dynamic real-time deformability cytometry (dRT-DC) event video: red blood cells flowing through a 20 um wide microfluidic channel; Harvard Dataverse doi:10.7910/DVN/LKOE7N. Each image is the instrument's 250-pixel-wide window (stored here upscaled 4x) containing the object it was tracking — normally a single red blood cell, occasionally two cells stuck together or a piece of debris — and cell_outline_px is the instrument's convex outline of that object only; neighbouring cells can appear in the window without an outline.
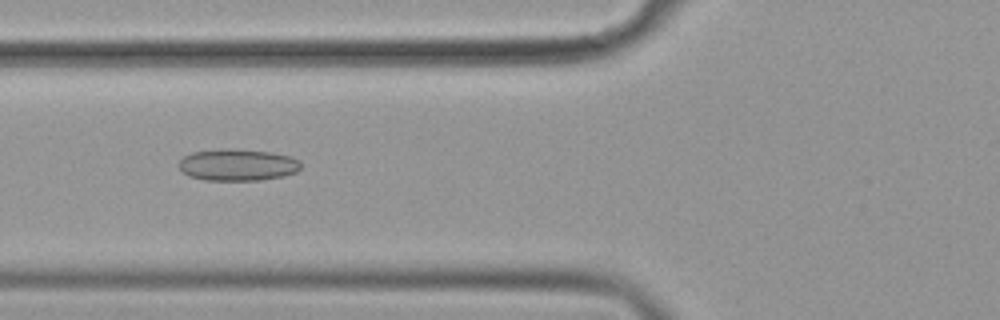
{"species": "common noctule bat (a hibernating species)", "species_latin": "Nyctalus noctula", "temperature_condition": "cold", "stored_images_in_passage": 50, "camera_frame_rate_fps": 3000, "um_per_image_px": 0.085, "animal": {"sex": "female", "body_mass_g": 19.9}, "frame": {"image": 1, "passage_image": 16, "time_ms": 5.0, "image_size_px": [1000, 320], "cell_outline_px": [[300, 168], [296, 172], [284, 176], [260, 180], [204, 180], [188, 176], [180, 168], [180, 160], [184, 156], [192, 152], [228, 148], [232, 148], [272, 152], [288, 156], [300, 160]], "centroid_in_image_um": [20.21, 14.01], "position_along_channel_um": 105.6, "area_um2": 22.6}}
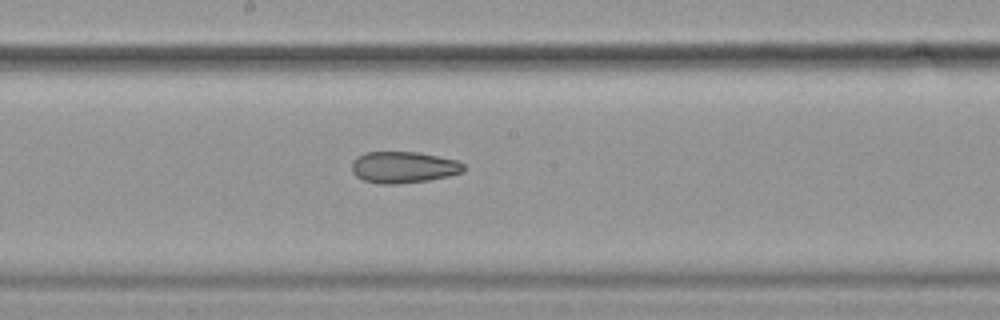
{"frame": {"image": 2, "passage_image": 25, "time_ms": 8.0, "image_size_px": [1000, 320], "cell_outline_px": [[464, 172], [448, 176], [428, 180], [396, 184], [380, 184], [364, 180], [356, 176], [352, 172], [352, 160], [364, 152], [420, 152], [456, 160], [464, 164]], "centroid_in_image_um": [34.28, 14.21], "position_along_channel_um": 213.9, "area_um2": 20.58}}
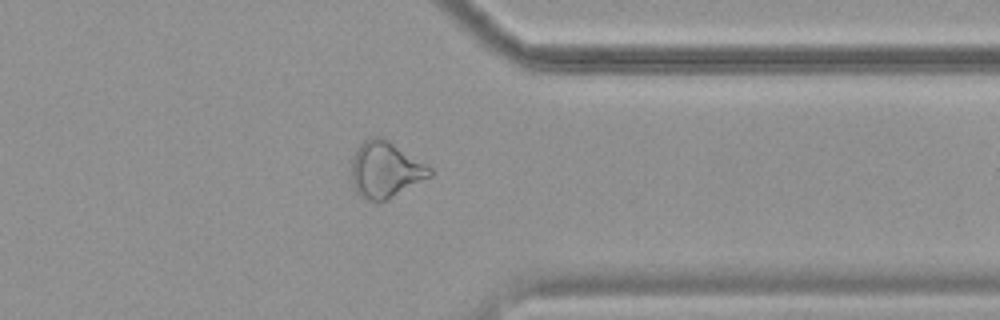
{"frame": {"image": 3, "passage_image": 39, "time_ms": 12.667, "image_size_px": [1000, 320], "cell_outline_px": [[432, 176], [388, 200], [368, 200], [360, 196], [352, 188], [352, 156], [356, 148], [364, 140], [372, 136], [384, 136], [432, 168]], "centroid_in_image_um": [32.75, 14.4], "position_along_channel_um": 378.6, "area_um2": 26.01}, "authors_computed_cell_mechanics": {"area_um2": 24.2182, "velocity_mm_per_s": 3.6072, "shape_relaxation_time_tau1_ms": null, "shape_relaxation_time_tau2_ms": 8.0038, "deformation_change_tau1": null, "deformation_change_tau2": 0.1858}}